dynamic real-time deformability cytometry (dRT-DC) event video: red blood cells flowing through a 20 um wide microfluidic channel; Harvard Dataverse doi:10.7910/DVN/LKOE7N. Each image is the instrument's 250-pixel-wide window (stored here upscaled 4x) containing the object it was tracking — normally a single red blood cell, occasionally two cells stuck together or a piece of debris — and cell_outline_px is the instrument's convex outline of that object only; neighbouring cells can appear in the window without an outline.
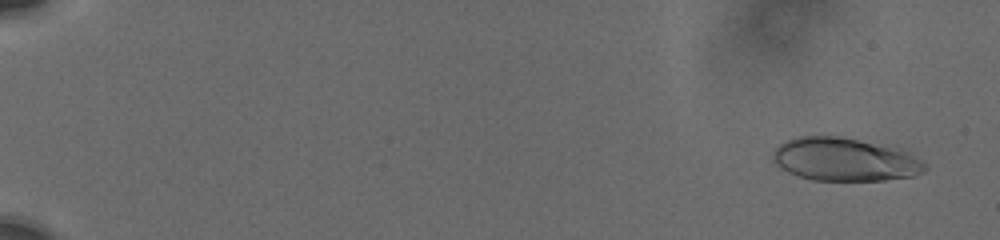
{"species": "human", "species_latin": "Homo sapiens", "temperature_condition": "cold", "stored_images_in_passage": 45, "camera_frame_rate_fps": 3000, "um_per_image_px": 0.085, "donor": {"sex": "male"}, "frame": {"image": 1, "passage_image": 3, "time_ms": 0.667, "image_size_px": [1000, 240], "cell_outline_px": [[928, 168], [924, 172], [912, 176], [884, 180], [812, 180], [788, 172], [780, 168], [772, 160], [772, 152], [780, 144], [788, 140], [800, 136], [840, 136], [908, 152], [924, 160], [928, 164]], "centroid_in_image_um": [71.8, 13.57], "position_along_channel_um": 13.2, "area_um2": 37.97}}
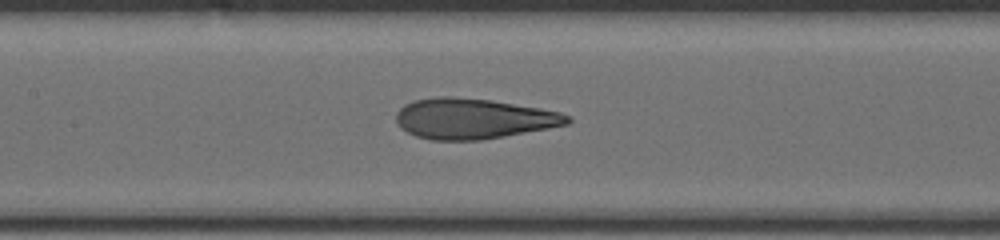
{"frame": {"image": 2, "passage_image": 24, "time_ms": 9.667, "image_size_px": [1000, 240], "cell_outline_px": [[572, 120], [568, 124], [548, 128], [504, 136], [480, 140], [432, 140], [416, 136], [400, 128], [396, 124], [396, 112], [404, 104], [416, 100], [436, 96], [452, 96], [492, 100], [540, 108], [560, 112], [568, 116]], "centroid_in_image_um": [40.2, 10.08], "position_along_channel_um": 167.2, "area_um2": 40.4}}
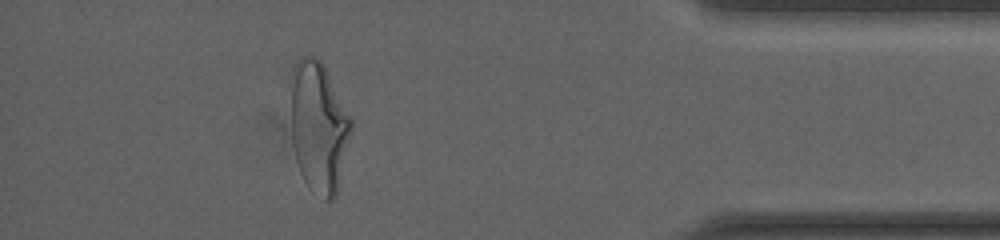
{"frame": {"image": 3, "passage_image": 41, "time_ms": 17.0, "image_size_px": [1000, 240], "cell_outline_px": [[352, 132], [336, 192], [332, 200], [324, 200], [308, 188], [300, 172], [296, 160], [292, 144], [292, 68], [296, 60], [300, 56], [312, 56], [320, 60], [324, 64], [352, 120]], "centroid_in_image_um": [27.09, 10.78], "position_along_channel_um": 408.1, "area_um2": 45.84}, "authors_computed_cell_mechanics": {"area_um2": 39.6508, "velocity_mm_per_s": 3.7554, "shape_relaxation_time_tau1_ms": 4.8484, "shape_relaxation_time_tau2_ms": 1.2334, "deformation_change_tau1": 0.1994, "deformation_change_tau2": 0.0874}}